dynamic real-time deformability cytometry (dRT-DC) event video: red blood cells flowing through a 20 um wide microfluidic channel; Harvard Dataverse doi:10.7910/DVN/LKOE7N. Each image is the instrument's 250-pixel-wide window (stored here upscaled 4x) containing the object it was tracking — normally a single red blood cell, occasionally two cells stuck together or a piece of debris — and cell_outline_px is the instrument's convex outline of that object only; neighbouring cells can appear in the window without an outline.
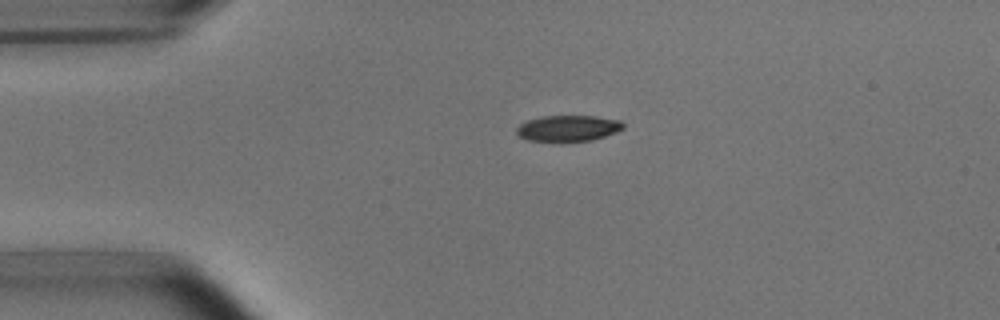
{"species": "common noctule bat (a hibernating species)", "species_latin": "Nyctalus noctula", "temperature_condition": "room temperature", "stored_images_in_passage": 2, "camera_frame_rate_fps": 3000, "um_per_image_px": 0.085, "animal": {"sex": "male", "body_mass_g": 15.6}, "frame": {"image": 1, "passage_image": 1, "time_ms": 0.0, "image_size_px": [1000, 320], "cell_outline_px": [[624, 128], [616, 132], [592, 140], [528, 140], [520, 136], [516, 132], [516, 128], [520, 124], [528, 120], [544, 116], [596, 116], [620, 120], [624, 124]], "centroid_in_image_um": [48.32, 10.88], "position_along_channel_um": 36.7, "area_um2": 15.78}}